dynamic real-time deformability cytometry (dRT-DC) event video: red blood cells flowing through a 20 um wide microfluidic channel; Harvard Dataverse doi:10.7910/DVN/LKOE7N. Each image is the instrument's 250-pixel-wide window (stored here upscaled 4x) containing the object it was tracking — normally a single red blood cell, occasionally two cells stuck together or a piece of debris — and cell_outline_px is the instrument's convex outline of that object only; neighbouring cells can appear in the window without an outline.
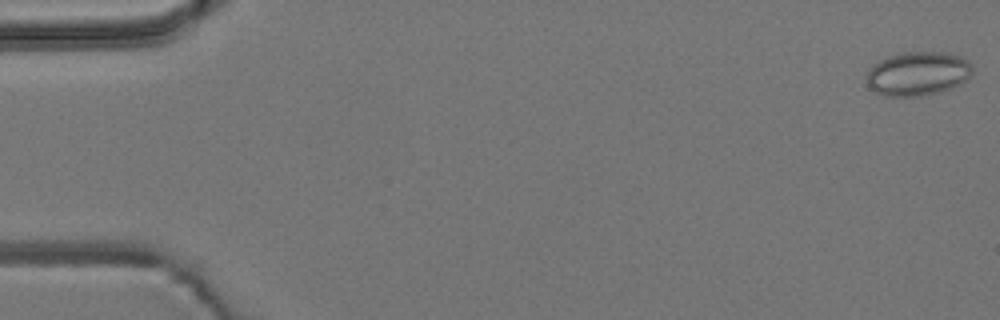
{"species": "common noctule bat (a hibernating species)", "species_latin": "Nyctalus noctula", "temperature_condition": "room temperature", "stored_images_in_passage": 50, "camera_frame_rate_fps": 3000, "um_per_image_px": 0.085, "animal": {"sex": "male", "body_mass_g": 19.2, "forearm_length_mm": 51.8}, "frame": {"image": 1, "passage_image": 1, "time_ms": 0.0, "image_size_px": [1000, 320], "cell_outline_px": [[972, 76], [960, 84], [952, 88], [940, 92], [924, 96], [884, 96], [868, 88], [868, 68], [872, 64], [888, 56], [904, 52], [940, 52], [960, 56], [968, 60], [972, 64]], "centroid_in_image_um": [78.03, 6.27], "position_along_channel_um": 7.0, "area_um2": 27.4}}
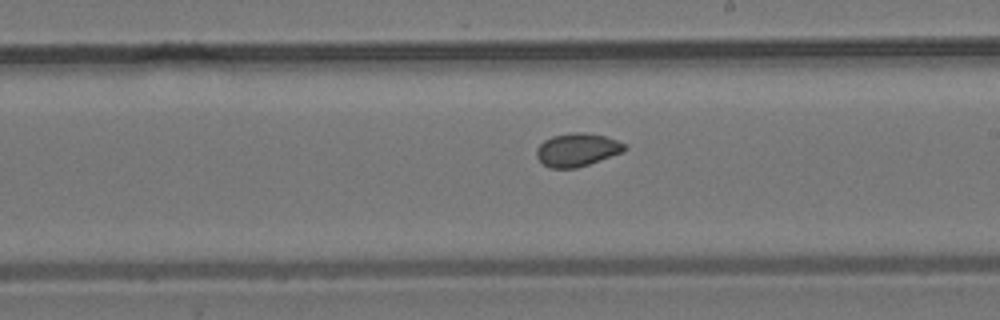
{"frame": {"image": 2, "passage_image": 31, "time_ms": 10.0, "image_size_px": [1000, 320], "cell_outline_px": [[628, 148], [624, 152], [576, 168], [552, 168], [544, 164], [536, 156], [536, 148], [544, 140], [552, 136], [572, 132], [584, 132], [604, 136], [616, 140], [624, 144]], "centroid_in_image_um": [49.06, 12.72], "position_along_channel_um": 239.9, "area_um2": 16.94}}
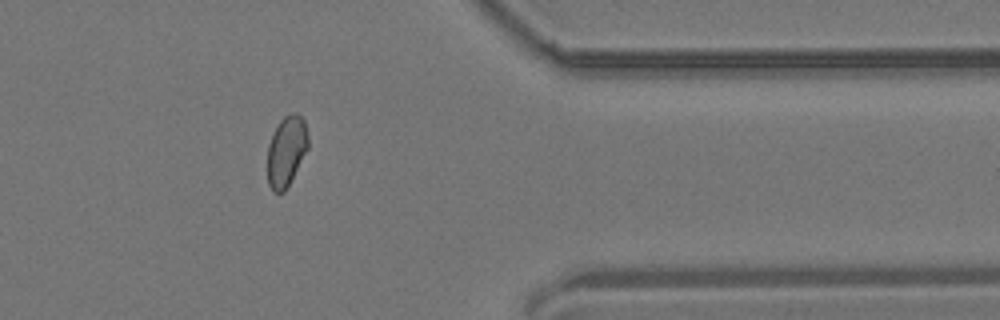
{"frame": {"image": 3, "passage_image": 44, "time_ms": 14.333, "image_size_px": [1000, 320], "cell_outline_px": [[308, 148], [284, 192], [272, 192], [268, 184], [268, 144], [280, 120], [284, 116], [292, 112], [296, 112], [304, 120], [308, 136]], "centroid_in_image_um": [24.34, 12.83], "position_along_channel_um": 387.1, "area_um2": 16.47}, "authors_computed_cell_mechanics": {"area_um2": 17.2244, "velocity_mm_per_s": 3.8209, "shape_relaxation_time_tau1_ms": null, "shape_relaxation_time_tau2_ms": 1.9706, "deformation_change_tau1": null, "deformation_change_tau2": 0.0479}}